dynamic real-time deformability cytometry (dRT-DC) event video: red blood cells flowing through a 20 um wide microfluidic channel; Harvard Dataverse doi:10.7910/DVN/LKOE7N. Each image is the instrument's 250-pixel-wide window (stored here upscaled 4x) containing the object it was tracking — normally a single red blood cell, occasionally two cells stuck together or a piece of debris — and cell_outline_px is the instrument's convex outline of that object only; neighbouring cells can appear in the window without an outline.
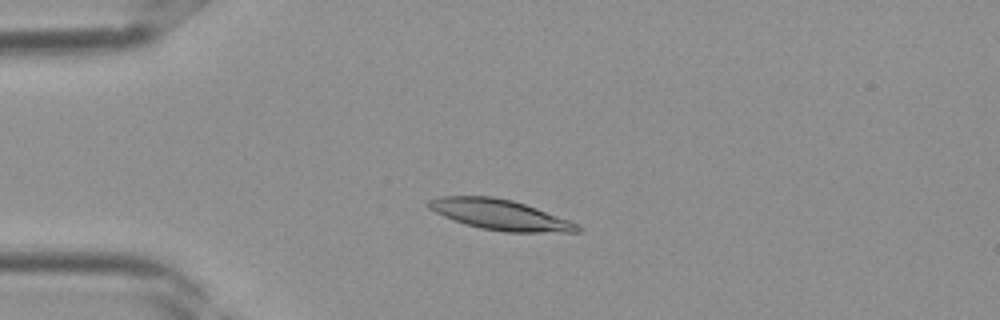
{"species": "Egyptian fruit bat (a non-hibernating species)", "species_latin": "Rousettus aegyptiacus", "temperature_condition": "room temperature", "stored_images_in_passage": 35, "camera_frame_rate_fps": 3000, "um_per_image_px": 0.085, "frame": {"image": 1, "passage_image": 7, "time_ms": 2.0, "image_size_px": [1000, 320], "cell_outline_px": [[584, 228], [580, 232], [504, 232], [464, 224], [452, 220], [428, 208], [428, 200], [440, 196], [492, 196], [512, 200], [536, 208], [580, 224]], "centroid_in_image_um": [42.53, 18.25], "position_along_channel_um": 42.5, "area_um2": 26.3}}
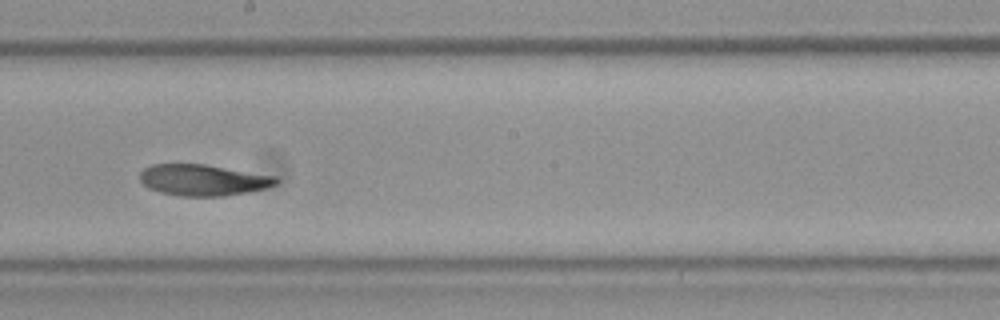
{"frame": {"image": 2, "passage_image": 19, "time_ms": 6.0, "image_size_px": [1000, 320], "cell_outline_px": [[280, 180], [276, 184], [264, 188], [248, 192], [224, 196], [180, 196], [160, 192], [148, 188], [140, 180], [140, 172], [144, 168], [152, 164], [204, 164], [276, 176]], "centroid_in_image_um": [17.25, 15.3], "position_along_channel_um": 230.9, "area_um2": 24.74}}
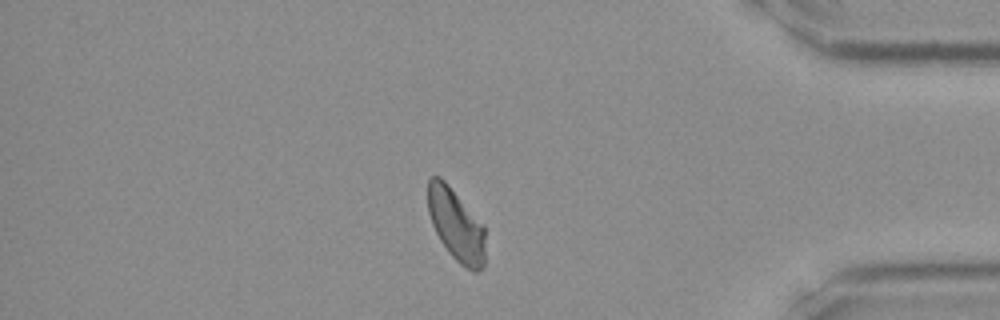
{"frame": {"image": 3, "passage_image": 30, "time_ms": 9.667, "image_size_px": [1000, 320], "cell_outline_px": [[484, 264], [476, 272], [472, 272], [460, 264], [448, 252], [440, 240], [432, 224], [428, 212], [428, 180], [432, 176], [440, 176], [448, 184], [484, 224]], "centroid_in_image_um": [38.76, 19.11], "position_along_channel_um": 396.4, "area_um2": 24.1}}